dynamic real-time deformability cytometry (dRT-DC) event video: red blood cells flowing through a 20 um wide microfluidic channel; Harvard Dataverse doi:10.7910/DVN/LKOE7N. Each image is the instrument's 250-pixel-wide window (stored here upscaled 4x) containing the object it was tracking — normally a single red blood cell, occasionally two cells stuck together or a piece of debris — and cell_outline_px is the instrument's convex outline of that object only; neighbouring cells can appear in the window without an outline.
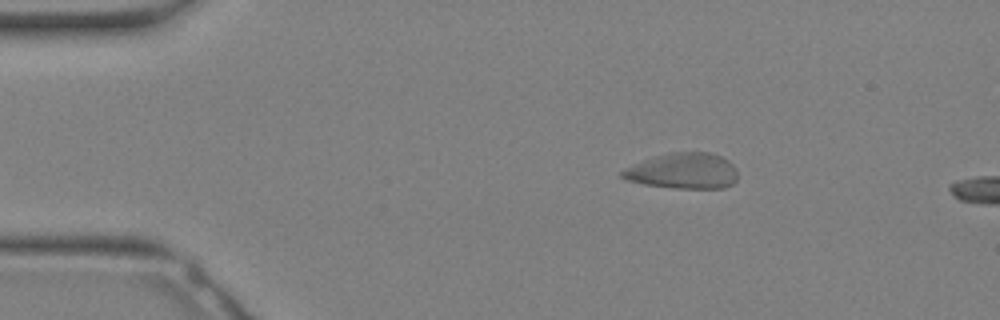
{"species": "Egyptian fruit bat (a non-hibernating species)", "species_latin": "Rousettus aegyptiacus", "temperature_condition": "warm", "stored_images_in_passage": 5, "camera_frame_rate_fps": 3000, "um_per_image_px": 0.085, "animal": {"sex": "female"}, "frame": {"image": 1, "passage_image": 1, "time_ms": 0.0, "image_size_px": [1000, 320], "cell_outline_px": [[736, 180], [732, 184], [724, 188], [676, 188], [644, 184], [628, 180], [620, 176], [620, 172], [624, 168], [656, 156], [672, 152], [712, 152], [728, 160], [736, 168]], "centroid_in_image_um": [58.08, 14.53], "position_along_channel_um": 26.9, "area_um2": 23.93}}